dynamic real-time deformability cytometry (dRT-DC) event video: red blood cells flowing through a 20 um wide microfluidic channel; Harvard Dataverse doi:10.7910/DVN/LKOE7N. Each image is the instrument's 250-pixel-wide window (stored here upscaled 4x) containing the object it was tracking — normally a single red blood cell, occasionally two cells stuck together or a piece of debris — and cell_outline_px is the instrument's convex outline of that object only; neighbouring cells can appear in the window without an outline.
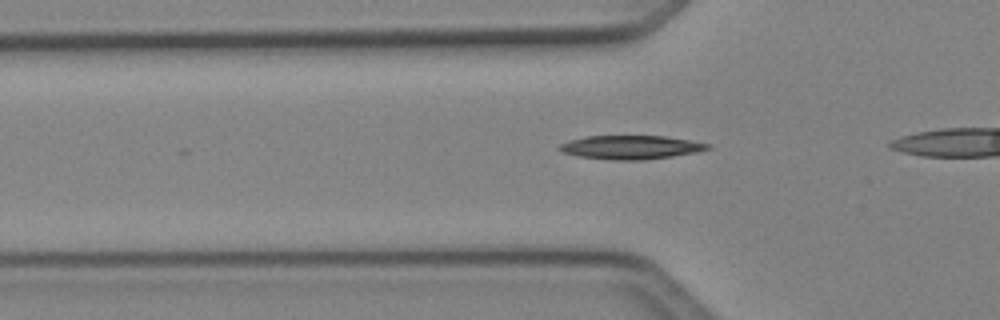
{"species": "Egyptian fruit bat (a non-hibernating species)", "species_latin": "Rousettus aegyptiacus", "temperature_condition": "cold", "stored_images_in_passage": 5, "camera_frame_rate_fps": 3000, "um_per_image_px": 0.085, "animal": {"sex": "female"}, "frame": {"image": 1, "passage_image": 3, "time_ms": 0.667, "image_size_px": [1000, 320], "cell_outline_px": [[712, 148], [696, 152], [672, 156], [644, 160], [612, 160], [580, 156], [560, 152], [556, 148], [560, 144], [584, 136], [664, 136], [712, 144]], "centroid_in_image_um": [53.61, 12.52], "position_along_channel_um": 72.2, "area_um2": 20.46}}